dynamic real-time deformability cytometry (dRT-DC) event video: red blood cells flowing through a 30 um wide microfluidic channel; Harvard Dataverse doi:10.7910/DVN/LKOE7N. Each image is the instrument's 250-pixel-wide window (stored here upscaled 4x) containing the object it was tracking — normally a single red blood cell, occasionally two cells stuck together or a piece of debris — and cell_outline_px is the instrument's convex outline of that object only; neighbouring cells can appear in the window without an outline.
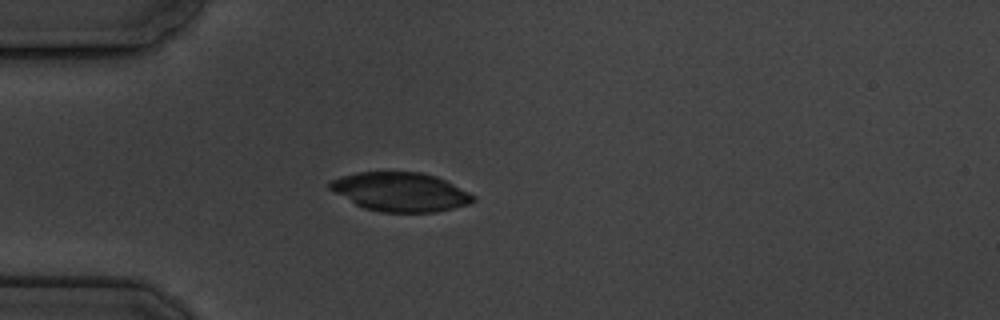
{"species": "common noctule bat (a hibernating species)", "species_latin": "Nyctalus noctula", "temperature_condition": "cold", "stored_images_in_passage": 1, "camera_frame_rate_fps": 3000, "um_per_image_px": 0.085, "animal": {"sex": "male", "body_mass_g": 19.5, "forearm_length_mm": 54.6}, "frame": {"image": 1, "passage_image": 1, "time_ms": 0.0, "image_size_px": [1000, 320], "cell_outline_px": [[476, 200], [468, 204], [436, 212], [384, 212], [364, 208], [356, 204], [328, 188], [328, 184], [332, 180], [344, 176], [360, 172], [420, 172], [436, 176], [476, 196]], "centroid_in_image_um": [34.05, 16.31], "position_along_channel_um": 50.9, "area_um2": 32.08}}